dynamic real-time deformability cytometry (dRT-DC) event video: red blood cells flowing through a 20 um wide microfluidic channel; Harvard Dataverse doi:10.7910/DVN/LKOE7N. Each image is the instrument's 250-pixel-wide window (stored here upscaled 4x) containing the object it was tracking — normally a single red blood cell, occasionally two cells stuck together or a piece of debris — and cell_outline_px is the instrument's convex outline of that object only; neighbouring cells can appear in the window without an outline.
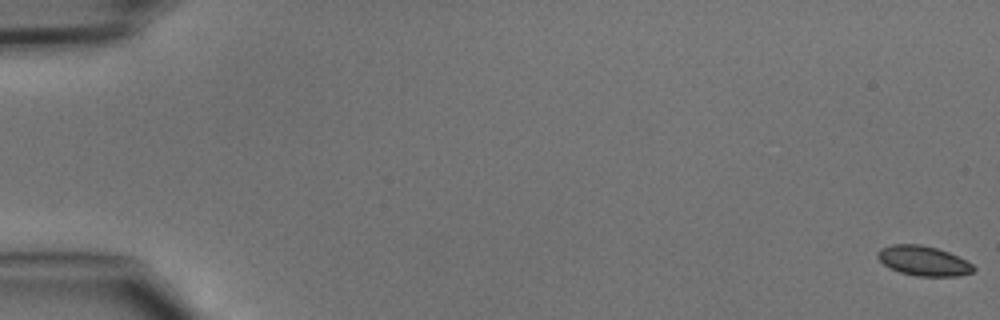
{"species": "common noctule bat (a hibernating species)", "species_latin": "Nyctalus noctula", "temperature_condition": "cold", "stored_images_in_passage": 49, "camera_frame_rate_fps": 3000, "um_per_image_px": 0.085, "animal": {"sex": "male", "body_mass_g": 15.6}, "frame": {"image": 1, "passage_image": 1, "time_ms": 0.0, "image_size_px": [1000, 320], "cell_outline_px": [[976, 268], [972, 272], [956, 276], [916, 276], [900, 272], [884, 264], [876, 256], [876, 252], [880, 248], [892, 244], [920, 244], [936, 248], [948, 252], [972, 264]], "centroid_in_image_um": [78.46, 22.16], "position_along_channel_um": 6.5, "area_um2": 16.47}}
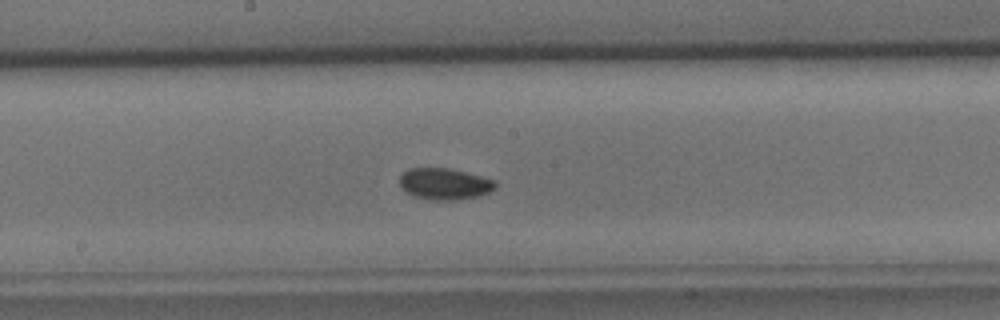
{"frame": {"image": 2, "passage_image": 27, "time_ms": 8.667, "image_size_px": [1000, 320], "cell_outline_px": [[496, 188], [480, 196], [456, 200], [436, 200], [416, 196], [400, 188], [400, 176], [408, 168], [448, 168], [496, 180]], "centroid_in_image_um": [37.8, 15.63], "position_along_channel_um": 210.4, "area_um2": 17.4}}
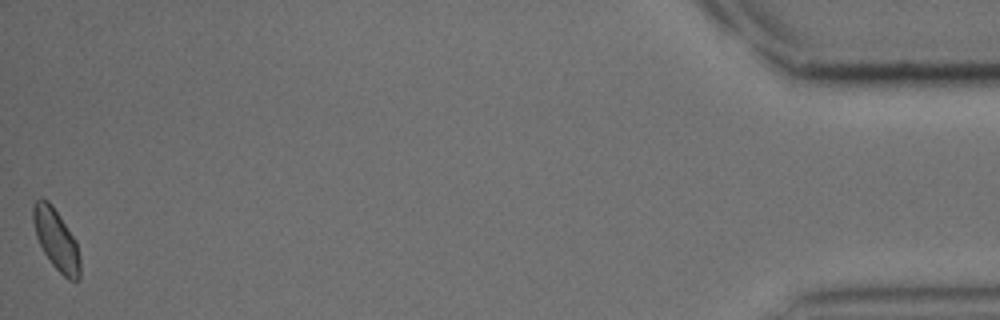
{"frame": {"image": 3, "passage_image": 49, "time_ms": 16.0, "image_size_px": [1000, 320], "cell_outline_px": [[80, 280], [68, 280], [52, 264], [44, 252], [36, 236], [32, 220], [32, 204], [40, 196], [48, 200], [52, 204], [76, 240], [80, 256]], "centroid_in_image_um": [4.77, 20.33], "position_along_channel_um": 430.4, "area_um2": 16.82}}